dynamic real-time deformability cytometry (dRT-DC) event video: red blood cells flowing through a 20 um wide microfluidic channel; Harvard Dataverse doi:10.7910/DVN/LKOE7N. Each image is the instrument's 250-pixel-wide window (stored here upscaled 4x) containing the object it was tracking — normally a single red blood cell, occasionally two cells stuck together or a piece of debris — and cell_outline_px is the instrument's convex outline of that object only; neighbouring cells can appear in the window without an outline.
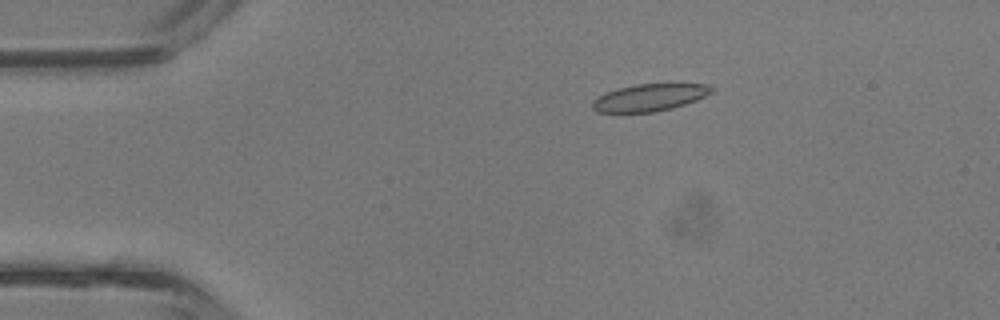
{"species": "common noctule bat (a hibernating species)", "species_latin": "Nyctalus noctula", "temperature_condition": "room temperature", "stored_images_in_passage": 41, "camera_frame_rate_fps": 3000, "um_per_image_px": 0.085, "animal": {"sex": "male", "body_mass_g": 13.3}, "frame": {"image": 1, "passage_image": 6, "time_ms": 1.667, "image_size_px": [1000, 320], "cell_outline_px": [[716, 88], [712, 92], [696, 100], [672, 108], [652, 112], [596, 112], [592, 108], [592, 100], [604, 92], [636, 84], [708, 84]], "centroid_in_image_um": [55.19, 8.28], "position_along_channel_um": 29.8, "area_um2": 18.79}}
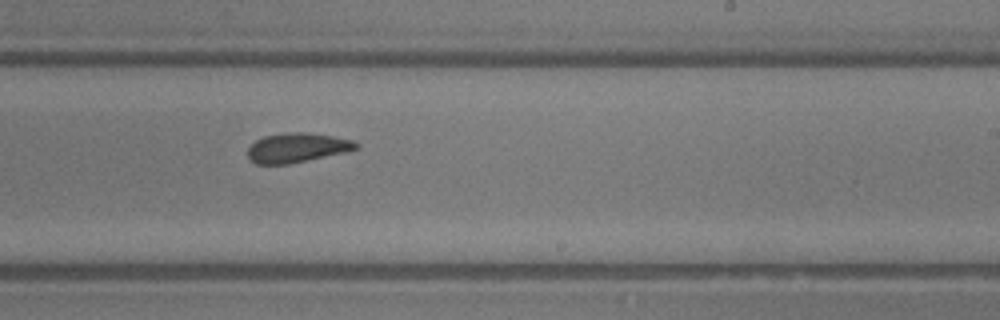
{"frame": {"image": 2, "passage_image": 24, "time_ms": 7.667, "image_size_px": [1000, 320], "cell_outline_px": [[360, 148], [348, 152], [288, 164], [256, 164], [248, 156], [248, 148], [256, 140], [264, 136], [288, 132], [304, 132], [332, 136], [352, 140], [360, 144]], "centroid_in_image_um": [25.29, 12.56], "position_along_channel_um": 263.7, "area_um2": 18.61}}
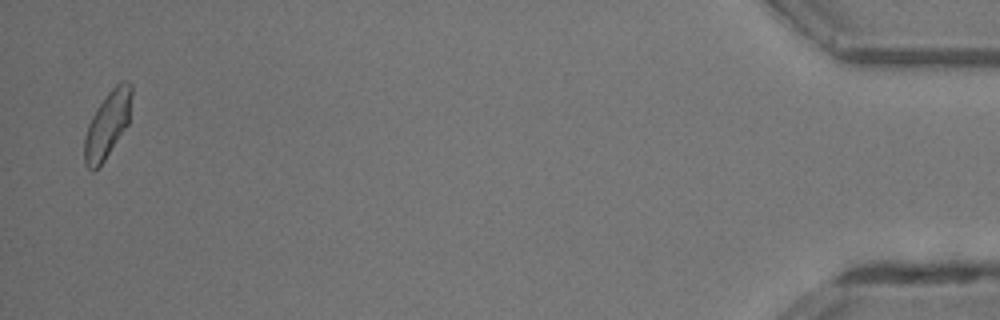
{"frame": {"image": 3, "passage_image": 40, "time_ms": 13.0, "image_size_px": [1000, 320], "cell_outline_px": [[132, 96], [128, 124], [104, 160], [92, 172], [84, 164], [84, 140], [88, 124], [96, 108], [108, 92], [120, 80], [128, 80], [132, 84]], "centroid_in_image_um": [9.14, 10.54], "position_along_channel_um": 426.1, "area_um2": 18.26}, "authors_computed_cell_mechanics": {"area_um2": 18.9006, "velocity_mm_per_s": 4.8106, "shape_relaxation_time_tau1_ms": 5.5918, "shape_relaxation_time_tau2_ms": 8.6655, "deformation_change_tau1": 0.1059, "deformation_change_tau2": 0.1537}}